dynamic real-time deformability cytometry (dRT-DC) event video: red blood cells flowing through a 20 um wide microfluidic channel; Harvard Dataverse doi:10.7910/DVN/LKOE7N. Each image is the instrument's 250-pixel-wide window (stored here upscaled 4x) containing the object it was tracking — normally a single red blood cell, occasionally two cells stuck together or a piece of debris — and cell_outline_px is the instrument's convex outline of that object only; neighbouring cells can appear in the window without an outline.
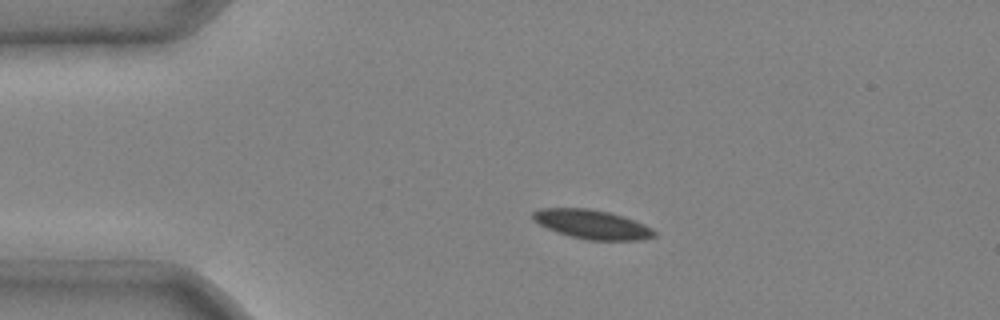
{"species": "common noctule bat (a hibernating species)", "species_latin": "Nyctalus noctula", "temperature_condition": "cold", "stored_images_in_passage": 3, "camera_frame_rate_fps": 3000, "um_per_image_px": 0.085, "animal": {"sex": "male", "body_mass_g": 20.4}, "frame": {"image": 1, "passage_image": 2, "time_ms": 0.333, "image_size_px": [1000, 320], "cell_outline_px": [[656, 236], [644, 240], [588, 240], [556, 232], [532, 220], [532, 212], [540, 208], [588, 208], [608, 212], [624, 216], [644, 224], [652, 228], [656, 232]], "centroid_in_image_um": [50.34, 19.07], "position_along_channel_um": 34.7, "area_um2": 20.63}}